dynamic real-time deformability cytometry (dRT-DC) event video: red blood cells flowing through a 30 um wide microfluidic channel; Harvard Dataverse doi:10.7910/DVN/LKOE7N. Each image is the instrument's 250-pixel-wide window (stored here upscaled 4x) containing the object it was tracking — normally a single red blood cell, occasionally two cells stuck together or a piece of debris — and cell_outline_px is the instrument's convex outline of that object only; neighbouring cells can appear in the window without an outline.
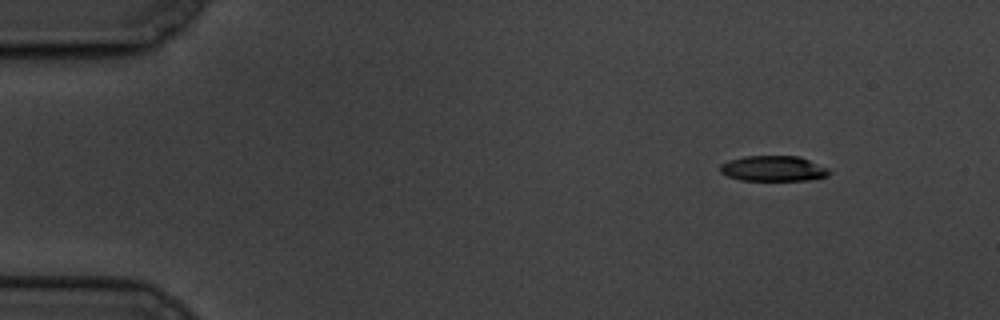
{"species": "common noctule bat (a hibernating species)", "species_latin": "Nyctalus noctula", "temperature_condition": "cold", "stored_images_in_passage": 4, "camera_frame_rate_fps": 3000, "um_per_image_px": 0.085, "animal": {"sex": "male", "body_mass_g": 19.5, "forearm_length_mm": 54.6}, "frame": {"image": 1, "passage_image": 1, "time_ms": 0.0, "image_size_px": [1000, 320], "cell_outline_px": [[832, 172], [828, 176], [808, 180], [740, 180], [728, 176], [720, 172], [720, 164], [728, 160], [744, 156], [800, 156], [828, 168]], "centroid_in_image_um": [65.74, 14.32], "position_along_channel_um": 19.3, "area_um2": 16.24}}
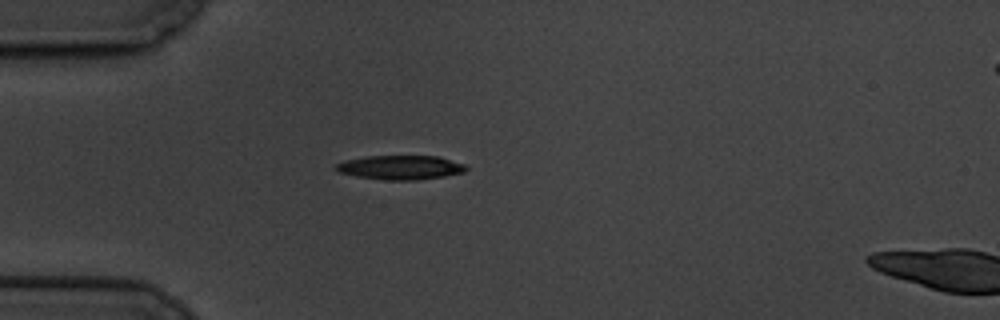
{"frame": {"image": 2, "passage_image": 3, "time_ms": 3.333, "image_size_px": [1000, 320], "cell_outline_px": [[468, 168], [464, 172], [444, 176], [416, 180], [384, 180], [356, 176], [336, 172], [336, 164], [344, 160], [364, 156], [436, 156], [464, 164]], "centroid_in_image_um": [33.99, 14.23], "position_along_channel_um": 51.0, "area_um2": 18.32}}